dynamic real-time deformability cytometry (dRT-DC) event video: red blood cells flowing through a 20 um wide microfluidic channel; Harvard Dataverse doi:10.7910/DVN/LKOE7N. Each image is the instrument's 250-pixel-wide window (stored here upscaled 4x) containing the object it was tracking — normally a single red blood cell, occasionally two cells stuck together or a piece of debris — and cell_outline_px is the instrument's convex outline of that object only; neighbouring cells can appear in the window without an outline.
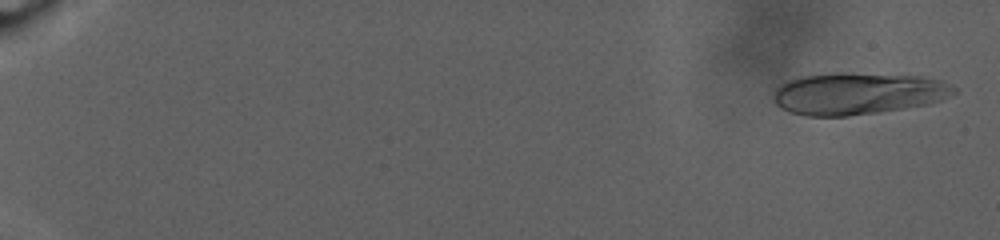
{"species": "human", "species_latin": "Homo sapiens", "temperature_condition": "warm", "stored_images_in_passage": 86, "camera_frame_rate_fps": 3000, "um_per_image_px": 0.085, "donor": {"sex": "male"}, "frame": {"image": 1, "passage_image": 3, "time_ms": 0.667, "image_size_px": [1000, 240], "cell_outline_px": [[956, 92], [940, 100], [928, 104], [904, 108], [848, 116], [808, 116], [792, 112], [776, 104], [772, 100], [772, 92], [780, 84], [788, 80], [804, 76], [840, 72], [844, 72], [920, 76], [940, 80], [952, 84], [956, 88]], "centroid_in_image_um": [72.9, 7.94], "position_along_channel_um": 12.1, "area_um2": 44.1}}
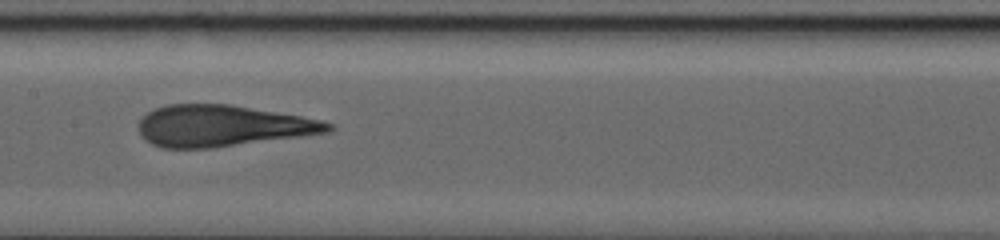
{"frame": {"image": 2, "passage_image": 49, "time_ms": 16.0, "image_size_px": [1000, 240], "cell_outline_px": [[336, 128], [332, 132], [304, 136], [212, 148], [160, 148], [144, 140], [140, 136], [140, 120], [148, 112], [156, 108], [168, 104], [232, 104], [300, 116], [320, 120], [336, 124]], "centroid_in_image_um": [18.95, 10.7], "position_along_channel_um": 188.5, "area_um2": 45.95}}
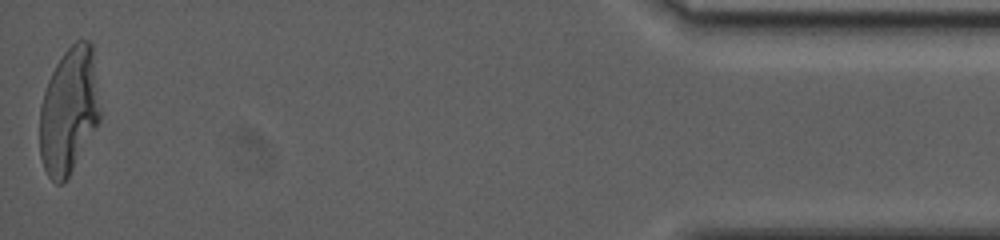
{"frame": {"image": 3, "passage_image": 86, "time_ms": 28.333, "image_size_px": [1000, 240], "cell_outline_px": [[100, 120], [68, 176], [60, 184], [56, 184], [48, 176], [44, 168], [40, 156], [40, 104], [48, 80], [56, 64], [64, 52], [76, 40], [88, 40], [92, 44], [100, 112]], "centroid_in_image_um": [5.84, 9.4], "position_along_channel_um": 429.4, "area_um2": 43.99}}